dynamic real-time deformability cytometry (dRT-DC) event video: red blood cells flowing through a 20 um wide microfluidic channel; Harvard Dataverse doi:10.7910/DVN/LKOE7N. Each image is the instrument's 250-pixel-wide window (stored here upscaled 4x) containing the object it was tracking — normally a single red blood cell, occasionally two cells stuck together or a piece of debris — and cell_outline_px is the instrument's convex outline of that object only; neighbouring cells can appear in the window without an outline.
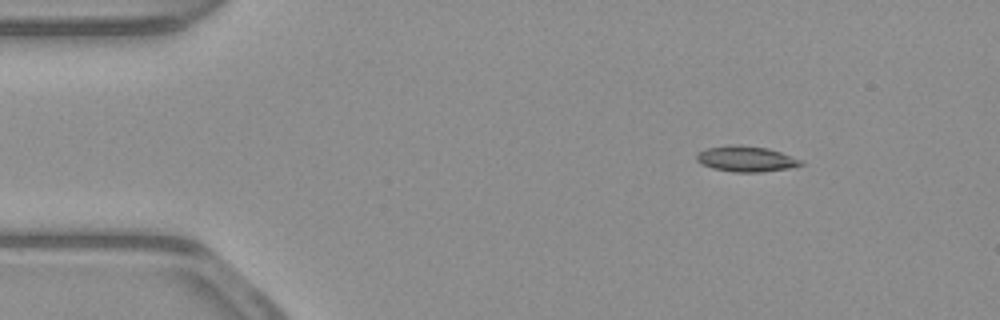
{"species": "common noctule bat (a hibernating species)", "species_latin": "Nyctalus noctula", "temperature_condition": "warm", "stored_images_in_passage": 47, "camera_frame_rate_fps": 3000, "um_per_image_px": 0.085, "animal": {"sex": "male", "body_mass_g": 23.1, "forearm_length_mm": 52.7}, "frame": {"image": 1, "passage_image": 1, "time_ms": 0.0, "image_size_px": [1000, 320], "cell_outline_px": [[804, 164], [788, 168], [760, 172], [732, 172], [712, 168], [700, 164], [696, 160], [696, 156], [700, 152], [708, 148], [732, 144], [740, 144], [768, 148], [804, 160]], "centroid_in_image_um": [63.42, 13.5], "position_along_channel_um": 21.6, "area_um2": 15.66}}
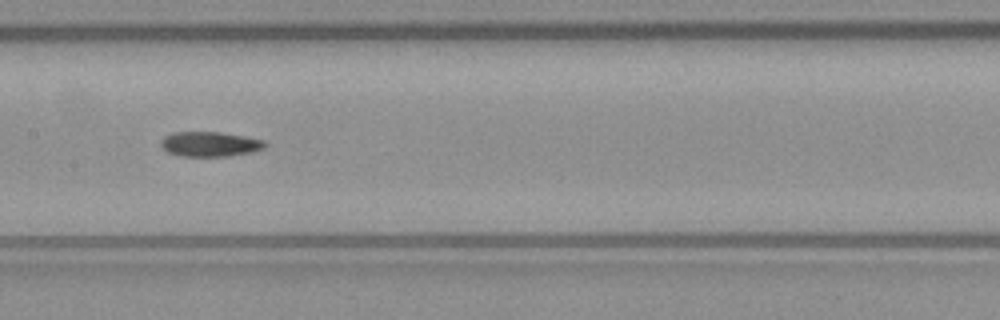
{"frame": {"image": 2, "passage_image": 20, "time_ms": 6.333, "image_size_px": [1000, 320], "cell_outline_px": [[268, 144], [264, 148], [252, 152], [228, 156], [180, 156], [168, 152], [160, 144], [160, 140], [164, 136], [172, 132], [220, 132], [244, 136], [264, 140]], "centroid_in_image_um": [17.84, 12.24], "position_along_channel_um": 189.6, "area_um2": 15.14}}
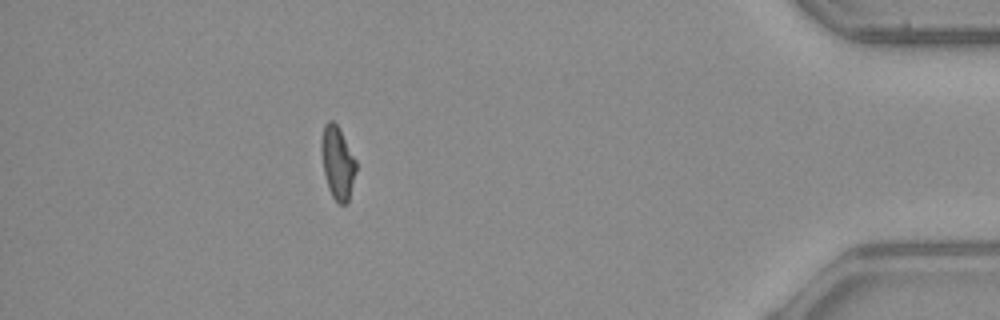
{"frame": {"image": 3, "passage_image": 41, "time_ms": 13.333, "image_size_px": [1000, 320], "cell_outline_px": [[356, 172], [348, 200], [344, 204], [340, 204], [332, 196], [328, 188], [324, 172], [320, 152], [320, 140], [324, 124], [328, 120], [332, 120], [340, 128], [356, 160]], "centroid_in_image_um": [28.67, 13.77], "position_along_channel_um": 406.5, "area_um2": 14.85}, "authors_computed_cell_mechanics": {"area_um2": 15.1436, "velocity_mm_per_s": 3.9022, "shape_relaxation_time_tau1_ms": null, "shape_relaxation_time_tau2_ms": 4.2, "deformation_change_tau1": null, "deformation_change_tau2": 0.1172}}